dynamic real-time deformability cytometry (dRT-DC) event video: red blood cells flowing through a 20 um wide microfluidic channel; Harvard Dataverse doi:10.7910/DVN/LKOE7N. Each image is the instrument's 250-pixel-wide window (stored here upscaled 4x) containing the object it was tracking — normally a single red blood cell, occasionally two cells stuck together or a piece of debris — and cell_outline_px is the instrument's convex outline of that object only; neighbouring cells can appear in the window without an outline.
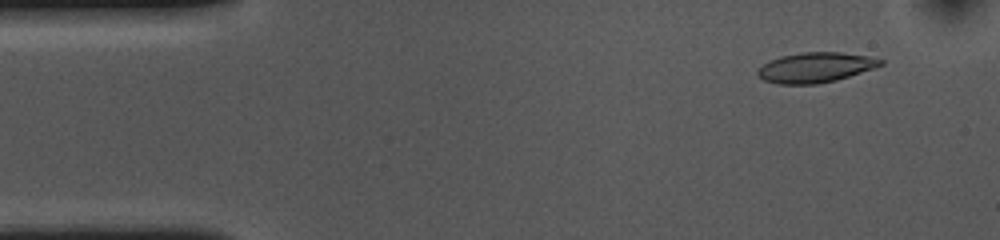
{"species": "common noctule bat (a hibernating species)", "species_latin": "Nyctalus noctula", "temperature_condition": "cold", "stored_images_in_passage": 7, "camera_frame_rate_fps": 3000, "um_per_image_px": 0.085, "animal": {"sex": "female", "body_mass_g": 10.0, "forearm_length_mm": 53.1}, "frame": {"image": 1, "passage_image": 4, "time_ms": 1.0, "image_size_px": [1000, 240], "cell_outline_px": [[884, 64], [836, 80], [816, 84], [780, 84], [764, 80], [756, 72], [764, 64], [780, 56], [804, 52], [840, 52], [868, 56], [884, 60]], "centroid_in_image_um": [69.32, 5.73], "position_along_channel_um": 15.7, "area_um2": 21.15}}